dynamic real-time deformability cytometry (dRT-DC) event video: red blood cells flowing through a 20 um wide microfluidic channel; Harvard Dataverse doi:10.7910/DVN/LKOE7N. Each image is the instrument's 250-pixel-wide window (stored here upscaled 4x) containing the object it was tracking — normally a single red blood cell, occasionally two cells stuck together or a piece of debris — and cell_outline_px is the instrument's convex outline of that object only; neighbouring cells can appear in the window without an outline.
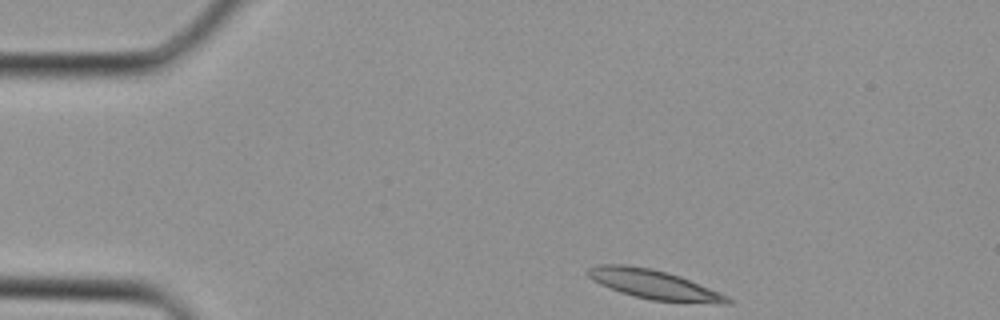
{"species": "Egyptian fruit bat (a non-hibernating species)", "species_latin": "Rousettus aegyptiacus", "temperature_condition": "cold", "stored_images_in_passage": 30, "camera_frame_rate_fps": 3000, "um_per_image_px": 0.085, "animal": {"sex": "female"}, "frame": {"image": 1, "passage_image": 1, "time_ms": 0.0, "image_size_px": [1000, 320], "cell_outline_px": [[732, 304], [720, 304], [652, 300], [620, 292], [600, 284], [592, 280], [584, 272], [588, 268], [596, 264], [624, 264], [652, 268], [668, 272], [680, 276], [720, 292], [728, 296], [732, 300]], "centroid_in_image_um": [55.58, 24.17], "position_along_channel_um": 29.4, "area_um2": 23.99}}
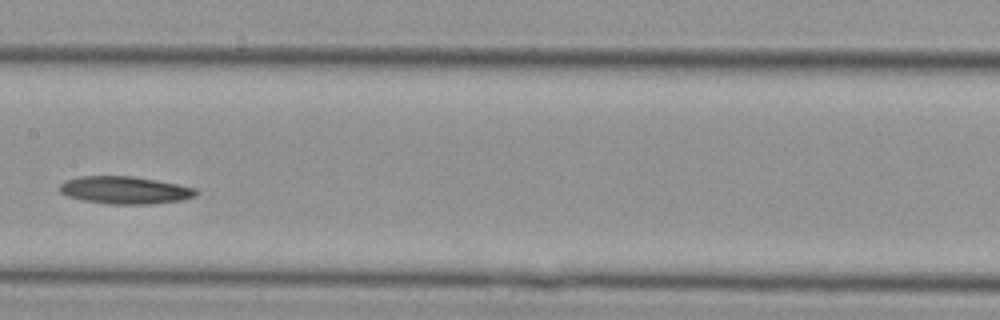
{"frame": {"image": 2, "passage_image": 13, "time_ms": 4.0, "image_size_px": [1000, 320], "cell_outline_px": [[200, 192], [196, 196], [180, 200], [148, 204], [108, 204], [84, 200], [68, 196], [60, 192], [60, 184], [64, 180], [80, 176], [132, 176], [156, 180], [196, 188]], "centroid_in_image_um": [10.62, 16.15], "position_along_channel_um": 196.8, "area_um2": 21.79}}
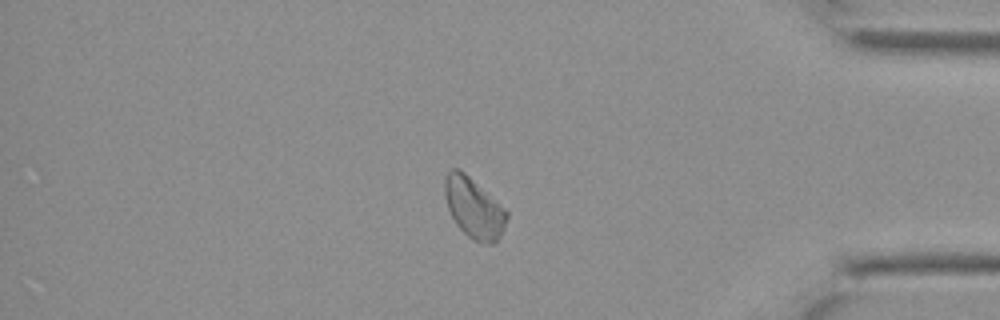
{"frame": {"image": 3, "passage_image": 25, "time_ms": 8.0, "image_size_px": [1000, 320], "cell_outline_px": [[508, 216], [504, 228], [500, 236], [492, 244], [488, 244], [472, 240], [456, 224], [448, 208], [444, 196], [444, 180], [448, 172], [452, 168], [460, 168], [496, 200], [508, 212]], "centroid_in_image_um": [40.26, 17.66], "position_along_channel_um": 394.9, "area_um2": 21.73}}